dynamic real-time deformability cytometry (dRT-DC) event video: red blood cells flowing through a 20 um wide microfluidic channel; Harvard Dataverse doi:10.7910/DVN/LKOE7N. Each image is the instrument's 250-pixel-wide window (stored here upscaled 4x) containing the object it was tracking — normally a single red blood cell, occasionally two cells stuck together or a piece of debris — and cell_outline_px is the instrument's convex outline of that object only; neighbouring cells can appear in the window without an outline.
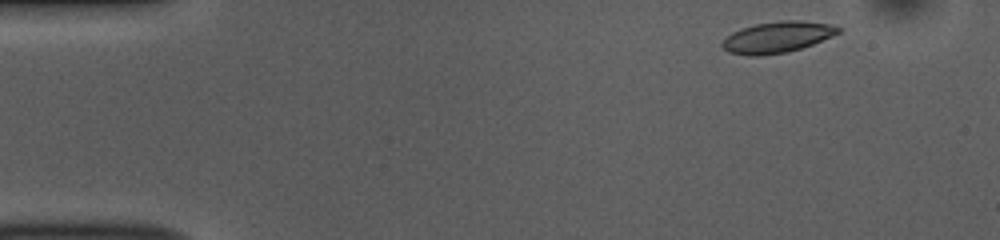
{"species": "common noctule bat (a hibernating species)", "species_latin": "Nyctalus noctula", "temperature_condition": "room temperature", "stored_images_in_passage": 49, "camera_frame_rate_fps": 3000, "um_per_image_px": 0.085, "animal": {"sex": "female", "body_mass_g": 10.0, "forearm_length_mm": 53.1}, "frame": {"image": 1, "passage_image": 2, "time_ms": 0.333, "image_size_px": [1000, 240], "cell_outline_px": [[840, 32], [832, 36], [812, 44], [788, 52], [760, 56], [748, 56], [728, 52], [720, 44], [732, 32], [756, 24], [780, 20], [800, 20], [828, 24], [840, 28]], "centroid_in_image_um": [66.05, 3.17], "position_along_channel_um": 19.0, "area_um2": 20.87}}
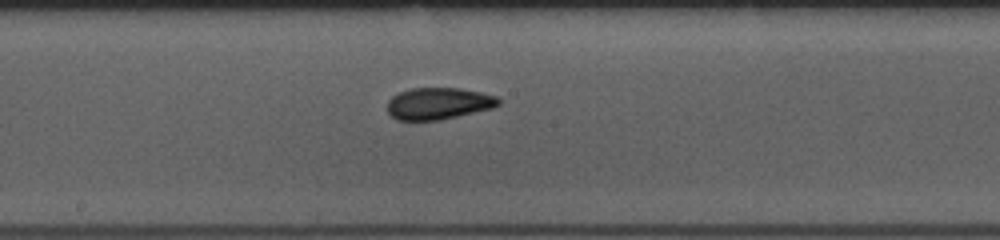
{"frame": {"image": 2, "passage_image": 24, "time_ms": 7.667, "image_size_px": [1000, 240], "cell_outline_px": [[500, 104], [492, 108], [440, 120], [396, 120], [388, 112], [388, 100], [392, 96], [400, 92], [412, 88], [460, 88], [480, 92], [496, 96], [500, 100]], "centroid_in_image_um": [37.26, 8.79], "position_along_channel_um": 210.9, "area_um2": 20.52}}
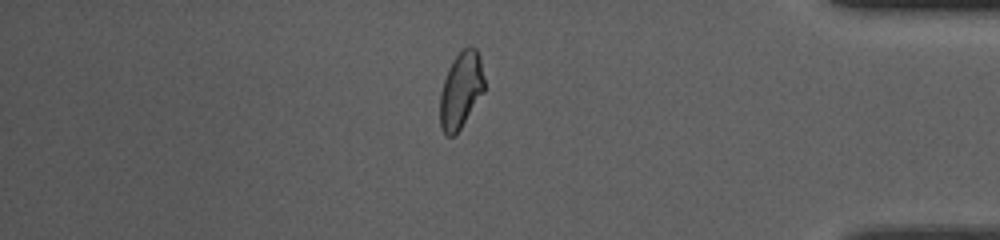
{"frame": {"image": 3, "passage_image": 41, "time_ms": 13.333, "image_size_px": [1000, 240], "cell_outline_px": [[484, 92], [456, 136], [448, 136], [440, 128], [440, 92], [448, 68], [452, 60], [468, 44], [476, 48], [480, 56], [484, 80]], "centroid_in_image_um": [39.18, 7.66], "position_along_channel_um": 396.0, "area_um2": 19.94}, "authors_computed_cell_mechanics": {"area_um2": 20.6346, "velocity_mm_per_s": 3.8046, "shape_relaxation_time_tau1_ms": 4.234, "shape_relaxation_time_tau2_ms": 2.2177, "deformation_change_tau1": 0.1269, "deformation_change_tau2": 0.0529}}